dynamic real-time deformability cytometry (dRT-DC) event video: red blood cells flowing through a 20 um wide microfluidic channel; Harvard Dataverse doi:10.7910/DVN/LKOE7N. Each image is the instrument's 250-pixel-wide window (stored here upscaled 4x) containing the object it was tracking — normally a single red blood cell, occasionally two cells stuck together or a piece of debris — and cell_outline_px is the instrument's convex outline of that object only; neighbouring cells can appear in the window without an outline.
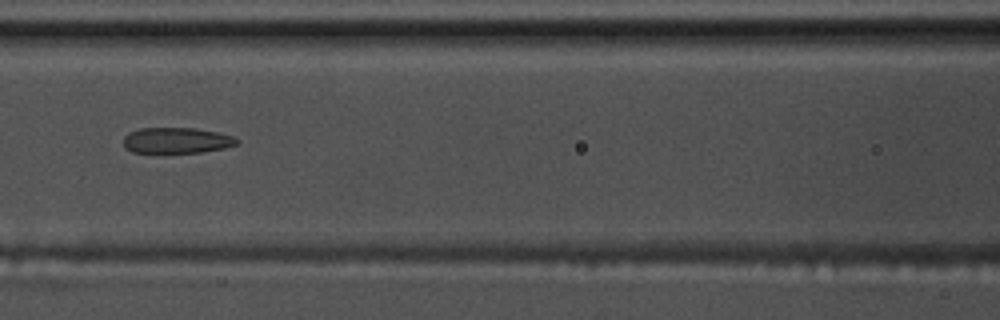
{"species": "common noctule bat (a hibernating species)", "species_latin": "Nyctalus noctula", "temperature_condition": "warm", "stored_images_in_passage": 11, "camera_frame_rate_fps": 3000, "um_per_image_px": 0.085, "animal": {"sex": "male", "body_mass_g": 17.5, "forearm_length_mm": 52.3}, "frame": {"image": 1, "passage_image": 4, "time_ms": 1.0, "image_size_px": [1000, 320], "cell_outline_px": [[240, 140], [236, 144], [224, 148], [200, 152], [132, 152], [124, 148], [124, 136], [128, 132], [140, 128], [196, 128], [220, 132], [232, 136]], "centroid_in_image_um": [15.0, 11.92], "position_along_channel_um": 151.6, "area_um2": 17.05}}
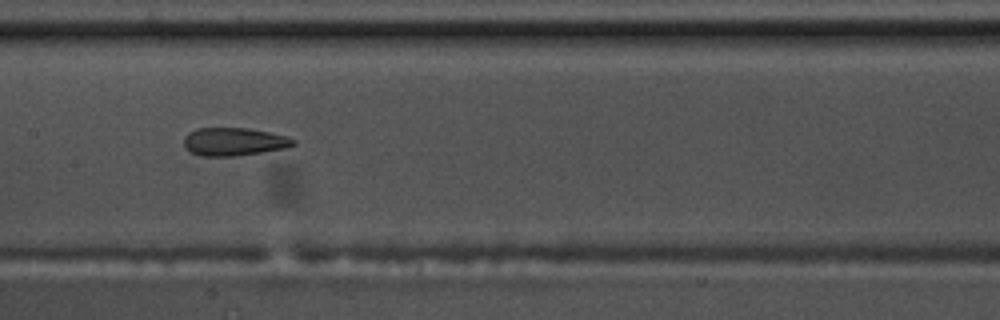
{"frame": {"image": 2, "passage_image": 5, "time_ms": 1.333, "image_size_px": [1000, 320], "cell_outline_px": [[296, 144], [288, 148], [236, 156], [200, 156], [192, 152], [184, 144], [184, 136], [188, 132], [196, 128], [248, 128], [288, 136], [296, 140]], "centroid_in_image_um": [19.92, 12.04], "position_along_channel_um": 187.5, "area_um2": 17.98}}
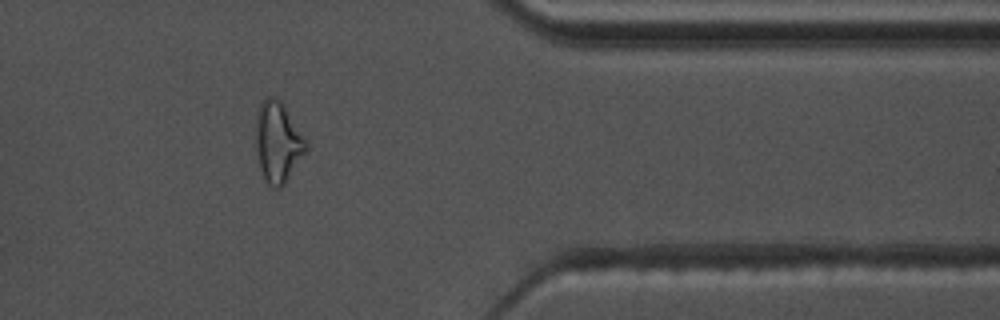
{"frame": {"image": 3, "passage_image": 10, "time_ms": 3.0, "image_size_px": [1000, 320], "cell_outline_px": [[308, 148], [284, 184], [280, 188], [276, 188], [268, 184], [264, 180], [260, 168], [256, 148], [256, 120], [260, 104], [268, 96], [276, 96], [284, 104], [308, 140]], "centroid_in_image_um": [23.64, 12.05], "position_along_channel_um": 387.8, "area_um2": 23.7}}